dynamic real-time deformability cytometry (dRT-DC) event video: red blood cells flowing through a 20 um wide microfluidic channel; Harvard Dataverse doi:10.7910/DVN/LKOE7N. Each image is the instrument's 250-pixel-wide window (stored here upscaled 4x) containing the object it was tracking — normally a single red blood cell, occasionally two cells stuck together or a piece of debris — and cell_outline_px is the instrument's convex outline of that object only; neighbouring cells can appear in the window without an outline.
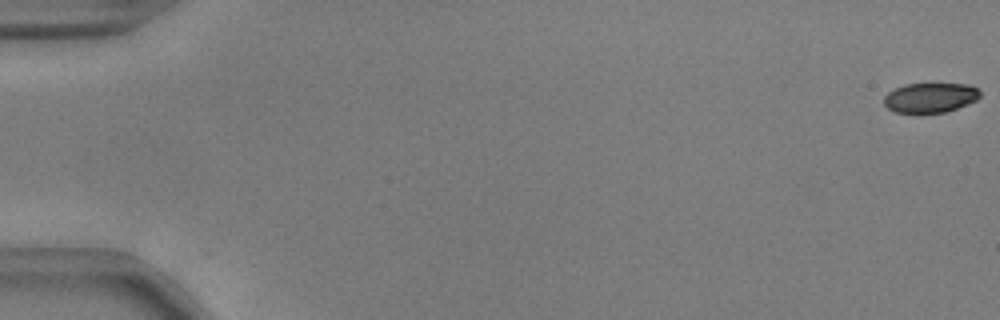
{"species": "common noctule bat (a hibernating species)", "species_latin": "Nyctalus noctula", "temperature_condition": "warm", "stored_images_in_passage": 55, "camera_frame_rate_fps": 3000, "um_per_image_px": 0.085, "animal": {"sex": "male", "body_mass_g": 17.9, "forearm_length_mm": 54.2}, "frame": {"image": 1, "passage_image": 1, "time_ms": 0.0, "image_size_px": [1000, 320], "cell_outline_px": [[980, 96], [976, 100], [968, 104], [944, 112], [920, 116], [896, 112], [888, 108], [884, 104], [884, 96], [888, 92], [904, 84], [972, 84], [980, 92]], "centroid_in_image_um": [79.04, 8.34], "position_along_channel_um": 6.0, "area_um2": 17.17}}
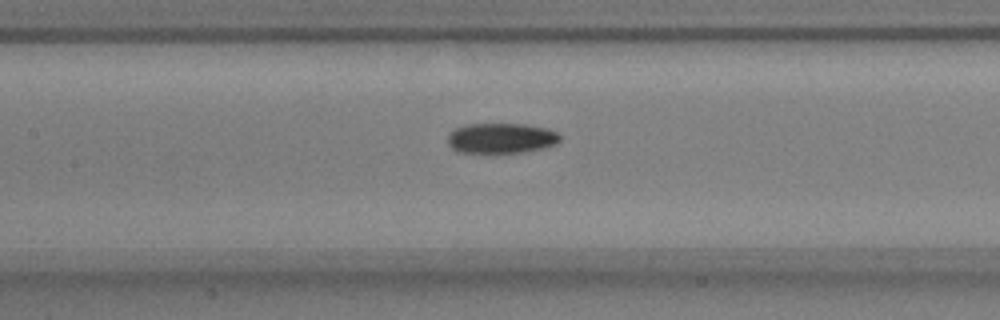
{"frame": {"image": 2, "passage_image": 27, "time_ms": 8.667, "image_size_px": [1000, 320], "cell_outline_px": [[560, 140], [556, 144], [544, 148], [524, 152], [456, 152], [448, 144], [448, 136], [456, 128], [464, 124], [524, 124], [544, 128], [556, 132], [560, 136]], "centroid_in_image_um": [42.59, 11.74], "position_along_channel_um": 164.8, "area_um2": 19.65}}
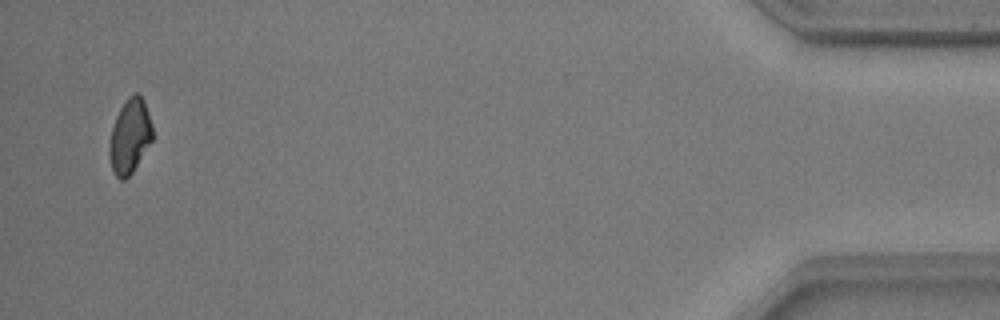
{"frame": {"image": 3, "passage_image": 54, "time_ms": 17.667, "image_size_px": [1000, 320], "cell_outline_px": [[152, 140], [132, 172], [124, 180], [120, 180], [116, 176], [112, 168], [108, 152], [108, 144], [112, 128], [116, 116], [120, 108], [128, 96], [136, 92], [144, 100], [152, 124]], "centroid_in_image_um": [11.02, 11.57], "position_along_channel_um": 424.2, "area_um2": 18.61}, "authors_computed_cell_mechanics": {"area_um2": 19.2474, "velocity_mm_per_s": 3.7375, "shape_relaxation_time_tau1_ms": 3.5379, "shape_relaxation_time_tau2_ms": null, "deformation_change_tau1": 0.1445, "deformation_change_tau2": null}}